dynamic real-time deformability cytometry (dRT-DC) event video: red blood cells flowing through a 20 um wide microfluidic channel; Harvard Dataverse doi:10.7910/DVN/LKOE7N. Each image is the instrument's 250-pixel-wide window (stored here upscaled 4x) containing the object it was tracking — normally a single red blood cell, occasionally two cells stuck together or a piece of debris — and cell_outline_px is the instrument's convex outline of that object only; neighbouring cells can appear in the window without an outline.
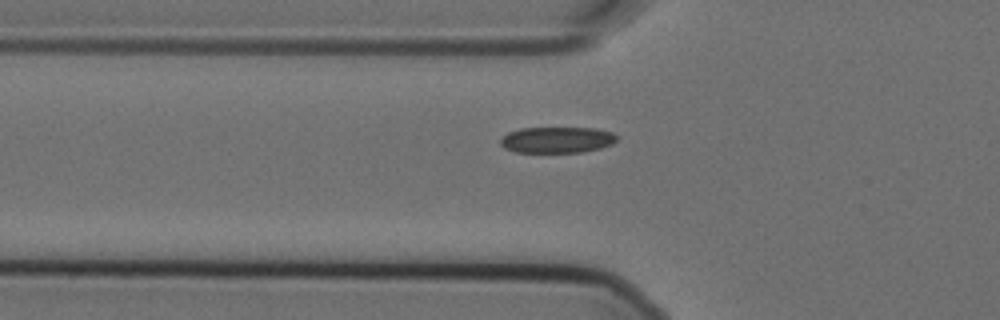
{"species": "Egyptian fruit bat (a non-hibernating species)", "species_latin": "Rousettus aegyptiacus", "temperature_condition": "cold", "stored_images_in_passage": 34, "camera_frame_rate_fps": 3000, "um_per_image_px": 0.085, "animal": {"sex": "female"}, "frame": {"image": 1, "passage_image": 2, "time_ms": 0.333, "image_size_px": [1000, 320], "cell_outline_px": [[616, 140], [612, 144], [600, 148], [580, 152], [516, 152], [504, 148], [500, 144], [500, 140], [508, 132], [520, 128], [596, 128], [612, 132], [616, 136]], "centroid_in_image_um": [47.33, 11.88], "position_along_channel_um": 78.5, "area_um2": 17.63}}
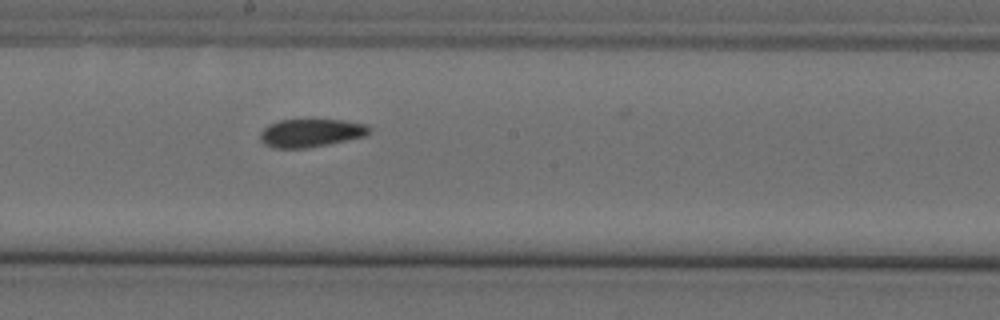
{"frame": {"image": 2, "passage_image": 14, "time_ms": 4.333, "image_size_px": [1000, 320], "cell_outline_px": [[372, 132], [368, 136], [308, 148], [272, 148], [264, 144], [260, 140], [260, 132], [268, 124], [280, 120], [312, 116], [344, 120], [368, 124], [372, 128]], "centroid_in_image_um": [26.48, 11.24], "position_along_channel_um": 221.7, "area_um2": 19.13}}
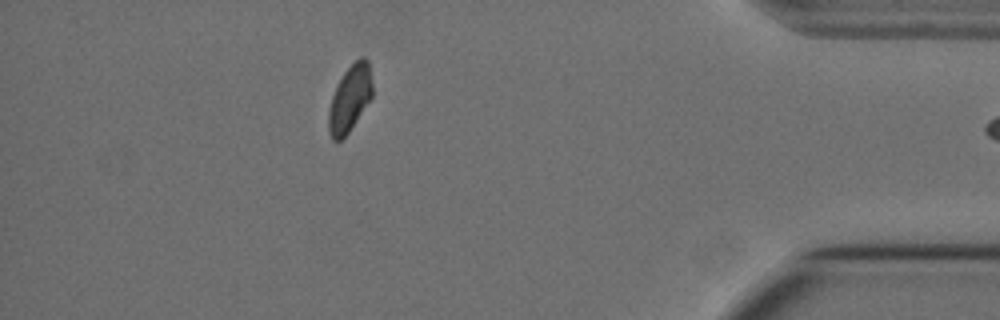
{"frame": {"image": 3, "passage_image": 33, "time_ms": 10.667, "image_size_px": [1000, 320], "cell_outline_px": [[372, 96], [348, 132], [340, 140], [332, 140], [328, 132], [328, 112], [332, 96], [336, 84], [344, 72], [360, 56], [364, 56], [368, 60], [372, 84]], "centroid_in_image_um": [29.71, 8.35], "position_along_channel_um": 405.5, "area_um2": 16.76}}